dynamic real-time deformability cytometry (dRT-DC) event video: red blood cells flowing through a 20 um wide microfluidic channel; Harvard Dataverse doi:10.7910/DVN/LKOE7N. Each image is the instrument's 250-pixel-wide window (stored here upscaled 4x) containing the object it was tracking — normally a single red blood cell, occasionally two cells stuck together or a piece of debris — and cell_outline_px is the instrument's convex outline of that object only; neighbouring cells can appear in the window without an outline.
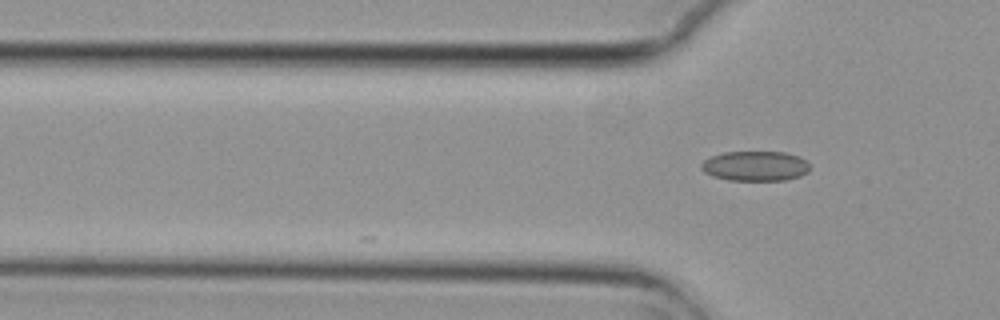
{"species": "common noctule bat (a hibernating species)", "species_latin": "Nyctalus noctula", "temperature_condition": "cold", "stored_images_in_passage": 4, "camera_frame_rate_fps": 3000, "um_per_image_px": 0.085, "animal": {"sex": "female", "body_mass_g": 29.2, "forearm_length_mm": 56.3}, "frame": {"image": 1, "passage_image": 4, "time_ms": 1.0, "image_size_px": [1000, 320], "cell_outline_px": [[812, 168], [808, 172], [800, 176], [784, 180], [728, 180], [712, 176], [704, 172], [700, 168], [700, 164], [704, 160], [712, 156], [724, 152], [784, 152], [800, 156]], "centroid_in_image_um": [64.2, 14.11], "position_along_channel_um": 61.6, "area_um2": 19.02}}